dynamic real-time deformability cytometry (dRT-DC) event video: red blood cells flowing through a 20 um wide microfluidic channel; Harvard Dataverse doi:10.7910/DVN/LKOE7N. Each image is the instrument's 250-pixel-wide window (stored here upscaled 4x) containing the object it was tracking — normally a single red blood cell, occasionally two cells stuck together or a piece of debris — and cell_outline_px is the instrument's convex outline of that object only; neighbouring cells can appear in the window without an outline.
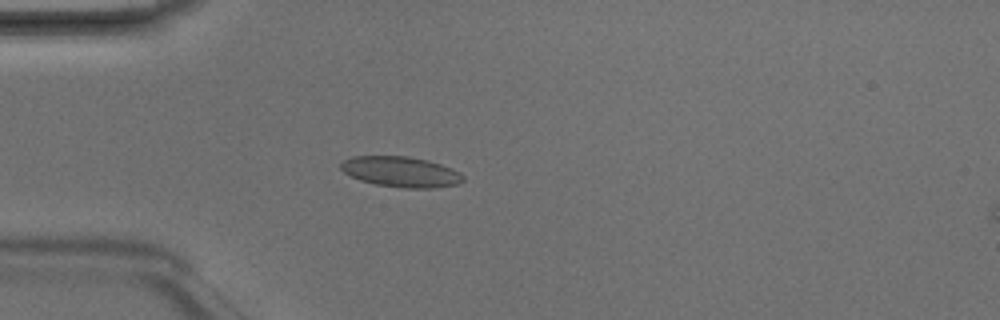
{"species": "Egyptian fruit bat (a non-hibernating species)", "species_latin": "Rousettus aegyptiacus", "temperature_condition": "room temperature", "stored_images_in_passage": 4, "camera_frame_rate_fps": 3000, "um_per_image_px": 0.085, "animal": {"sex": "male"}, "frame": {"image": 1, "passage_image": 4, "time_ms": 1.0, "image_size_px": [1000, 320], "cell_outline_px": [[464, 180], [456, 184], [432, 188], [404, 188], [376, 184], [360, 180], [344, 172], [340, 168], [340, 164], [344, 160], [352, 156], [408, 156], [428, 160], [452, 168], [460, 172], [464, 176]], "centroid_in_image_um": [34.08, 14.59], "position_along_channel_um": 50.9, "area_um2": 21.68}}